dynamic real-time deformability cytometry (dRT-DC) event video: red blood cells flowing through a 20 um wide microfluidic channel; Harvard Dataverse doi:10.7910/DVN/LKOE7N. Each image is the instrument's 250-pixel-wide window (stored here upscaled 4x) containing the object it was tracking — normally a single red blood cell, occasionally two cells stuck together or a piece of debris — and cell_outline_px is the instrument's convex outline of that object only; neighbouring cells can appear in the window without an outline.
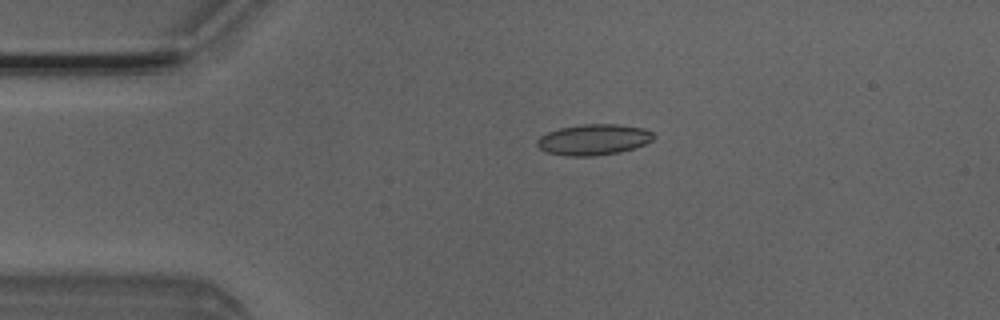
{"species": "Egyptian fruit bat (a non-hibernating species)", "species_latin": "Rousettus aegyptiacus", "temperature_condition": "room temperature", "stored_images_in_passage": 3, "camera_frame_rate_fps": 3000, "um_per_image_px": 0.085, "animal": {"sex": "male"}, "frame": {"image": 1, "passage_image": 2, "time_ms": 0.333, "image_size_px": [1000, 320], "cell_outline_px": [[656, 136], [652, 140], [644, 144], [620, 152], [596, 156], [568, 156], [544, 152], [536, 144], [536, 140], [540, 136], [548, 132], [560, 128], [584, 124], [620, 124], [644, 128], [652, 132]], "centroid_in_image_um": [50.45, 11.87], "position_along_channel_um": 34.6, "area_um2": 21.04}}